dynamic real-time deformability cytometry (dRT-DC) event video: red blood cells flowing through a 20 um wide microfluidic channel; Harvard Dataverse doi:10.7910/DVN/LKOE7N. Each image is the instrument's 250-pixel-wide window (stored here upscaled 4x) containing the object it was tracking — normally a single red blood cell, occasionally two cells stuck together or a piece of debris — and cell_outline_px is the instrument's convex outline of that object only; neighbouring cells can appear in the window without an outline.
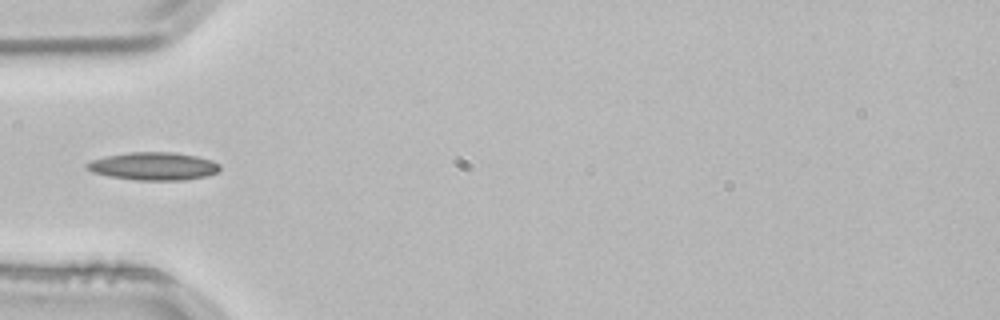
{"species": "common noctule bat (a hibernating species)", "species_latin": "Nyctalus noctula", "temperature_condition": "room temperature", "stored_images_in_passage": 1, "camera_frame_rate_fps": 3000, "um_per_image_px": 0.085, "animal": {"sex": "male", "body_mass_g": 21.5, "forearm_length_mm": 52.0}, "frame": {"image": 1, "passage_image": 1, "time_ms": 0.0, "image_size_px": [1000, 320], "cell_outline_px": [[220, 172], [208, 176], [184, 180], [136, 180], [108, 176], [92, 172], [84, 168], [84, 164], [92, 160], [108, 156], [128, 152], [172, 152], [196, 156], [212, 160], [220, 164]], "centroid_in_image_um": [13.06, 14.13], "position_along_channel_um": 71.9, "area_um2": 21.79}}